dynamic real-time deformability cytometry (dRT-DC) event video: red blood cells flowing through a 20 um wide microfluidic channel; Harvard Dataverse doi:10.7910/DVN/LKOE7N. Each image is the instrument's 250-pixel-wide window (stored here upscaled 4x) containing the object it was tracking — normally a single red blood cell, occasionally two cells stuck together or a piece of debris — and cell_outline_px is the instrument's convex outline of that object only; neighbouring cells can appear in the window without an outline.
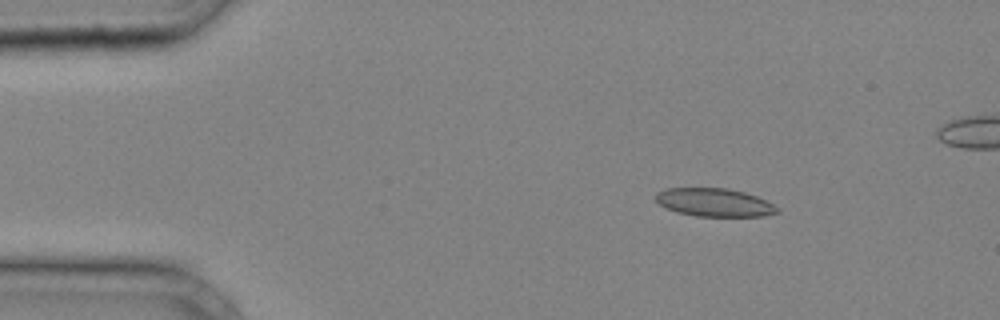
{"species": "common noctule bat (a hibernating species)", "species_latin": "Nyctalus noctula", "temperature_condition": "cold", "stored_images_in_passage": 5, "camera_frame_rate_fps": 3000, "um_per_image_px": 0.085, "animal": {"sex": "male", "body_mass_g": 20.4}, "frame": {"image": 1, "passage_image": 5, "time_ms": 1.333, "image_size_px": [1000, 320], "cell_outline_px": [[780, 212], [764, 216], [696, 216], [676, 212], [660, 204], [656, 200], [656, 192], [664, 188], [728, 188], [744, 192], [756, 196], [780, 208]], "centroid_in_image_um": [60.72, 17.2], "position_along_channel_um": 24.3, "area_um2": 19.94}}